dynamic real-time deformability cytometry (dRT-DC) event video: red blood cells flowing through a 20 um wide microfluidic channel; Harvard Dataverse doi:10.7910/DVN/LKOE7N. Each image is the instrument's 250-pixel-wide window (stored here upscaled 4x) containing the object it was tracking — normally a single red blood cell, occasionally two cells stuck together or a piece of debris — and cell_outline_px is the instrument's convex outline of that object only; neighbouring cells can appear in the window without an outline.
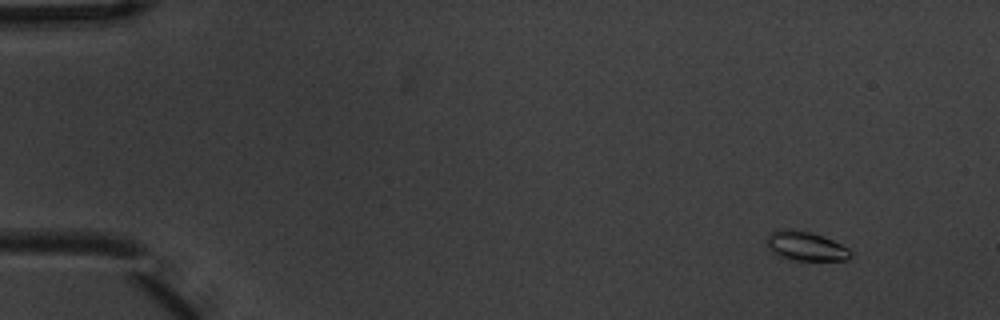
{"species": "common noctule bat (a hibernating species)", "species_latin": "Nyctalus noctula", "temperature_condition": "warm", "stored_images_in_passage": 8, "camera_frame_rate_fps": 3000, "um_per_image_px": 0.085, "animal": {"sex": "male", "body_mass_g": 20.1, "forearm_length_mm": 53.5}, "frame": {"image": 1, "passage_image": 1, "time_ms": 0.0, "image_size_px": [1000, 320], "cell_outline_px": [[852, 256], [848, 260], [792, 260], [780, 256], [772, 252], [764, 244], [768, 236], [772, 232], [780, 228], [792, 228], [812, 232], [824, 236], [848, 248], [852, 252]], "centroid_in_image_um": [68.46, 20.9], "position_along_channel_um": 16.5, "area_um2": 14.57}}
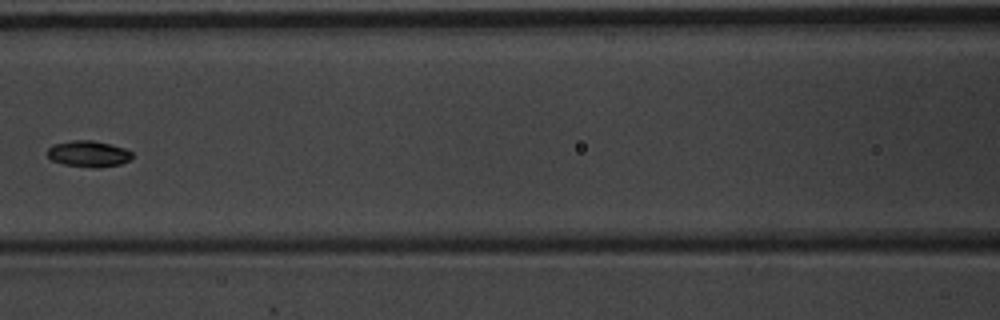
{"frame": {"image": 2, "passage_image": 7, "time_ms": 2.0, "image_size_px": [1000, 320], "cell_outline_px": [[132, 156], [128, 160], [120, 164], [96, 168], [92, 168], [64, 164], [52, 160], [48, 156], [48, 148], [52, 144], [72, 140], [92, 140], [112, 144], [124, 148], [132, 152]], "centroid_in_image_um": [7.51, 13.06], "position_along_channel_um": 159.1, "area_um2": 12.95}}
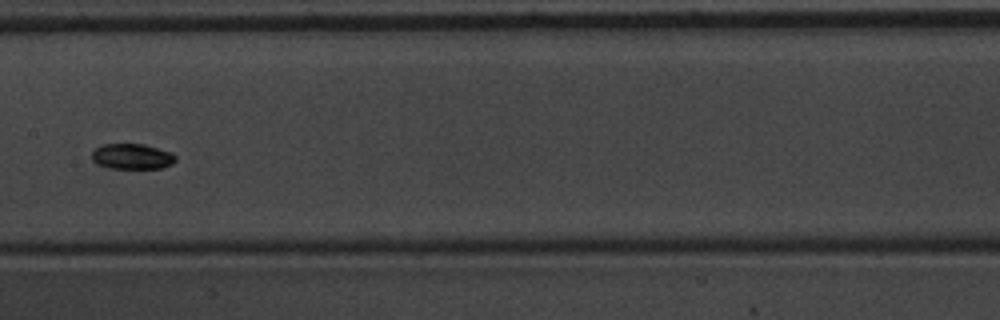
{"frame": {"image": 3, "passage_image": 8, "time_ms": 2.333, "image_size_px": [1000, 320], "cell_outline_px": [[176, 160], [172, 164], [160, 168], [108, 168], [96, 164], [92, 160], [92, 152], [100, 144], [144, 144], [172, 152], [176, 156]], "centroid_in_image_um": [11.22, 13.29], "position_along_channel_um": 196.2, "area_um2": 12.54}}